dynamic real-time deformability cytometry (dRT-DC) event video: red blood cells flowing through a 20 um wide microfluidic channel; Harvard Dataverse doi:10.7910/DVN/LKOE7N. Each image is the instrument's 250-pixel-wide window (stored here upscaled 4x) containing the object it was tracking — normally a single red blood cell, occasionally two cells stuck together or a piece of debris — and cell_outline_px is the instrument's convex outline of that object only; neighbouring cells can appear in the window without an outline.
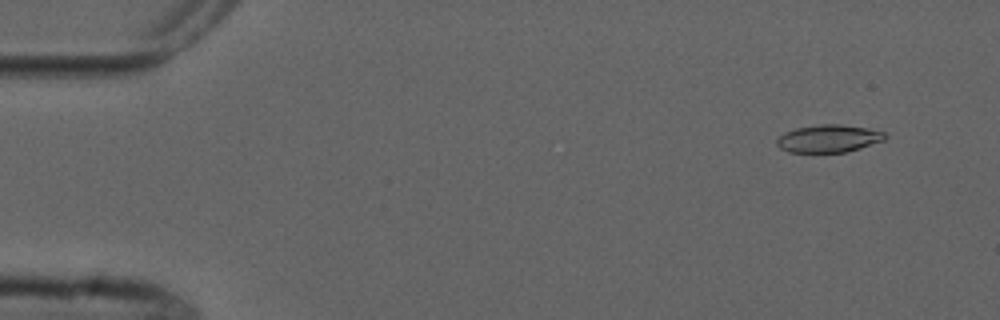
{"species": "common noctule bat (a hibernating species)", "species_latin": "Nyctalus noctula", "temperature_condition": "cold", "stored_images_in_passage": 6, "camera_frame_rate_fps": 3000, "um_per_image_px": 0.085, "animal": {"sex": "male", "forearm_length_mm": 52.5}, "frame": {"image": 1, "passage_image": 2, "time_ms": 1.333, "image_size_px": [1000, 320], "cell_outline_px": [[888, 136], [884, 140], [860, 148], [844, 152], [788, 152], [780, 148], [776, 144], [776, 140], [784, 132], [796, 128], [820, 124], [840, 124], [868, 128], [884, 132]], "centroid_in_image_um": [70.43, 11.77], "position_along_channel_um": 14.6, "area_um2": 17.4}}
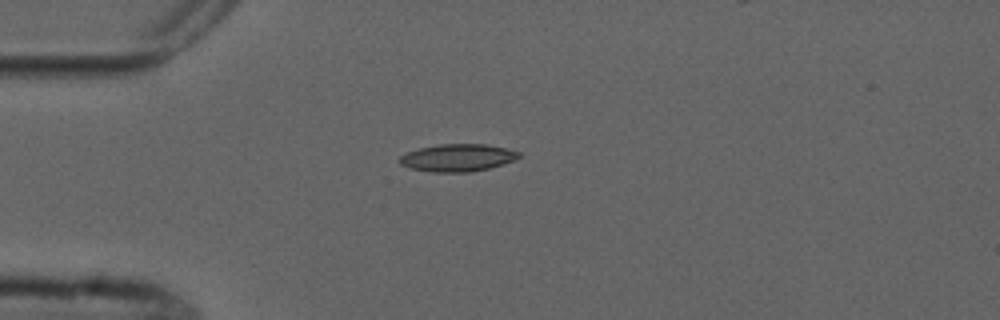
{"frame": {"image": 2, "passage_image": 4, "time_ms": 4.667, "image_size_px": [1000, 320], "cell_outline_px": [[520, 156], [512, 160], [488, 168], [472, 172], [432, 172], [412, 168], [400, 164], [396, 160], [400, 156], [408, 152], [420, 148], [440, 144], [488, 144], [520, 152]], "centroid_in_image_um": [38.85, 13.4], "position_along_channel_um": 46.1, "area_um2": 18.84}}